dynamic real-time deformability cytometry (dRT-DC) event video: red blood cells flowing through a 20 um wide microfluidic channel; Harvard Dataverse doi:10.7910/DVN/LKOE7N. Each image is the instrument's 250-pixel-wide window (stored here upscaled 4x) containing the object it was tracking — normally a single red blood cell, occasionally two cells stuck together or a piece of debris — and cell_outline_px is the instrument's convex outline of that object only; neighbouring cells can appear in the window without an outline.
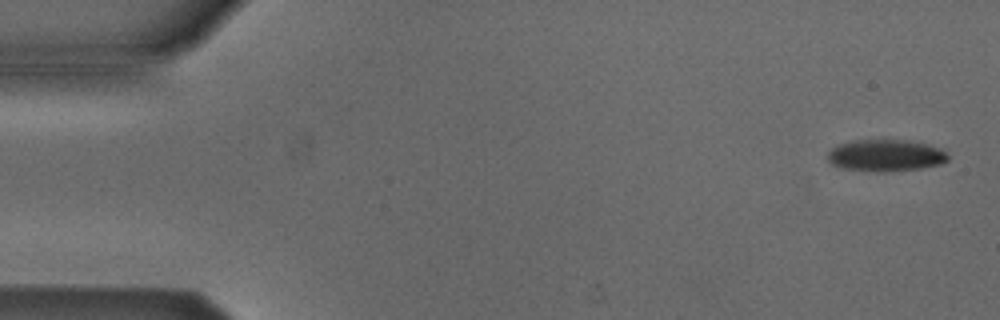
{"species": "Egyptian fruit bat (a non-hibernating species)", "species_latin": "Rousettus aegyptiacus", "temperature_condition": "cold", "stored_images_in_passage": 6, "camera_frame_rate_fps": 3000, "um_per_image_px": 0.085, "animal": {"sex": "male"}, "frame": {"image": 1, "passage_image": 1, "time_ms": 0.0, "image_size_px": [1000, 320], "cell_outline_px": [[948, 160], [940, 164], [920, 168], [884, 172], [876, 172], [840, 168], [832, 164], [828, 160], [828, 152], [832, 148], [840, 144], [852, 140], [908, 140], [928, 144], [940, 148], [948, 152]], "centroid_in_image_um": [75.29, 13.21], "position_along_channel_um": 9.7, "area_um2": 22.43}}
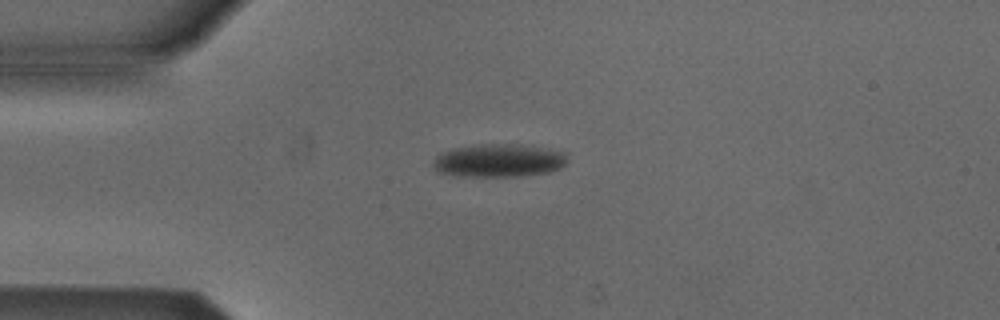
{"frame": {"image": 2, "passage_image": 4, "time_ms": 3.667, "image_size_px": [1000, 320], "cell_outline_px": [[568, 160], [560, 168], [548, 172], [520, 176], [460, 176], [440, 172], [432, 164], [436, 156], [452, 148], [484, 144], [520, 144], [568, 152]], "centroid_in_image_um": [42.45, 13.63], "position_along_channel_um": 42.5, "area_um2": 25.84}}